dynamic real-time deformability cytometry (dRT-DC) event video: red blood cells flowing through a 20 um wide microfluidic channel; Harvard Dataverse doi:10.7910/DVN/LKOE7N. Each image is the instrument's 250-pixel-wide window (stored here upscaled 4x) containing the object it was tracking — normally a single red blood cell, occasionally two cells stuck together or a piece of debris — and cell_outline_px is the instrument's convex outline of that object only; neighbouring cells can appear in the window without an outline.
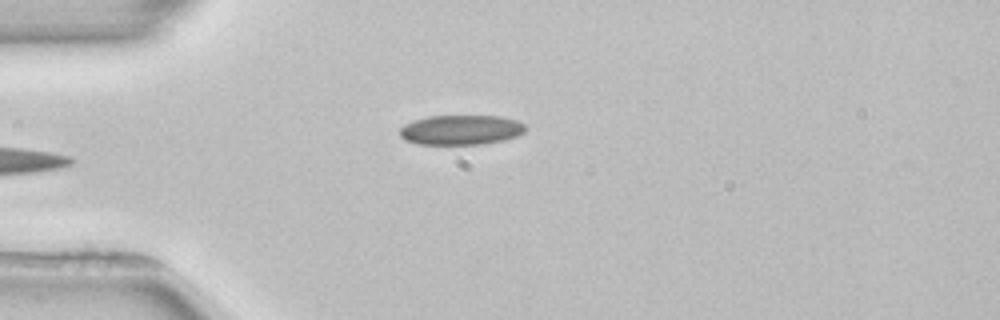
{"species": "common noctule bat (a hibernating species)", "species_latin": "Nyctalus noctula", "temperature_condition": "room temperature", "stored_images_in_passage": 5, "camera_frame_rate_fps": 3000, "um_per_image_px": 0.085, "animal": {"sex": "female", "body_mass_g": 22.7, "forearm_length_mm": 54.2}, "frame": {"image": 1, "passage_image": 5, "time_ms": 6.0, "image_size_px": [1000, 320], "cell_outline_px": [[524, 132], [516, 136], [504, 140], [484, 144], [416, 144], [404, 140], [400, 136], [400, 128], [404, 124], [412, 120], [428, 116], [500, 116], [516, 120], [524, 124]], "centroid_in_image_um": [39.14, 11.04], "position_along_channel_um": 45.9, "area_um2": 21.91}}